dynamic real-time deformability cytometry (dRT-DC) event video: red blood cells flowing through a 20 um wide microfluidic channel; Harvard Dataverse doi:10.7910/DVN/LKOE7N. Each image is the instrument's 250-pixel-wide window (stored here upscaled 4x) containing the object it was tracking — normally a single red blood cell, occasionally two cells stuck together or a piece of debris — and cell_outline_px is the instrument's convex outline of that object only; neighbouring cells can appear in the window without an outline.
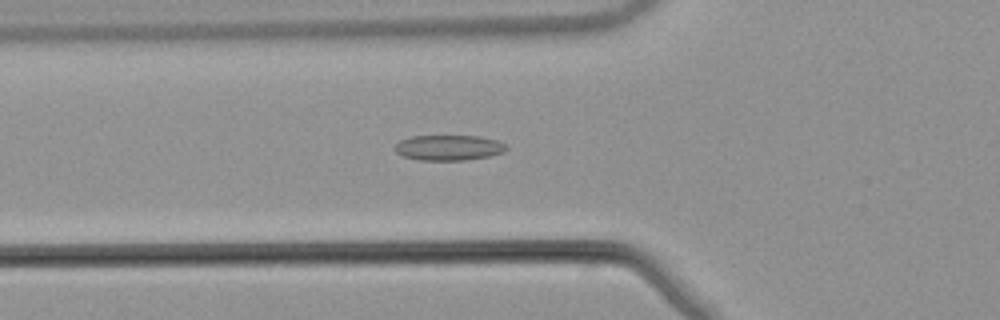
{"species": "common noctule bat (a hibernating species)", "species_latin": "Nyctalus noctula", "temperature_condition": "warm", "stored_images_in_passage": 36, "camera_frame_rate_fps": 3000, "um_per_image_px": 0.085, "animal": {"sex": "male", "body_mass_g": 21.5, "forearm_length_mm": 52.0}, "frame": {"image": 1, "passage_image": 4, "time_ms": 1.0, "image_size_px": [1000, 320], "cell_outline_px": [[508, 148], [504, 152], [488, 156], [464, 160], [420, 160], [400, 156], [396, 152], [396, 144], [400, 140], [412, 136], [480, 136], [496, 140], [508, 144]], "centroid_in_image_um": [38.15, 12.55], "position_along_channel_um": 87.6, "area_um2": 16.53}}
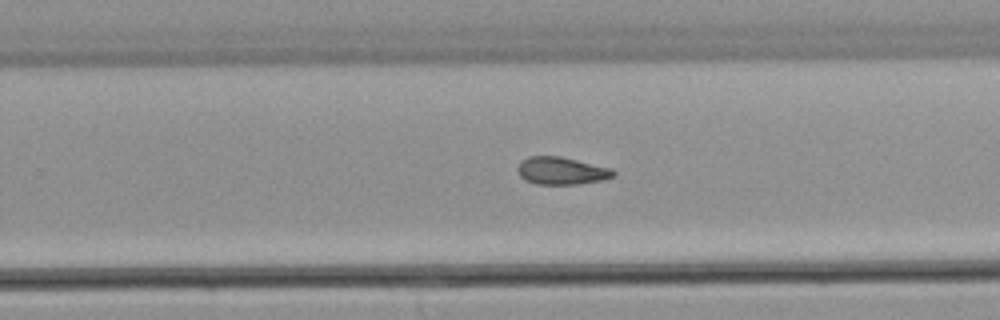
{"frame": {"image": 2, "passage_image": 19, "time_ms": 6.0, "image_size_px": [1000, 320], "cell_outline_px": [[616, 176], [604, 180], [576, 184], [536, 184], [524, 180], [520, 176], [516, 168], [520, 160], [528, 156], [560, 156], [612, 168], [616, 172]], "centroid_in_image_um": [47.72, 14.51], "position_along_channel_um": 282.1, "area_um2": 15.61}}
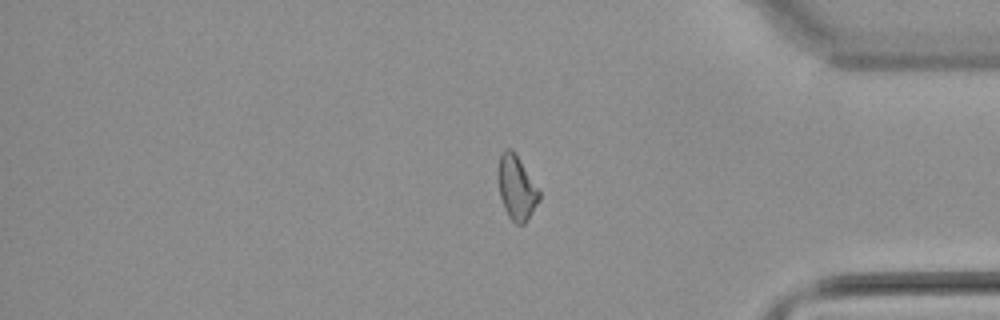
{"frame": {"image": 3, "passage_image": 29, "time_ms": 9.333, "image_size_px": [1000, 320], "cell_outline_px": [[540, 200], [528, 220], [524, 224], [516, 224], [508, 216], [504, 208], [500, 196], [496, 172], [500, 156], [504, 148], [512, 148], [540, 192]], "centroid_in_image_um": [43.88, 15.96], "position_along_channel_um": 391.3, "area_um2": 15.49}, "authors_computed_cell_mechanics": {"area_um2": 15.4904, "velocity_mm_per_s": 3.8889, "shape_relaxation_time_tau1_ms": null, "shape_relaxation_time_tau2_ms": 5.5846, "deformation_change_tau1": null, "deformation_change_tau2": 0.1092}}